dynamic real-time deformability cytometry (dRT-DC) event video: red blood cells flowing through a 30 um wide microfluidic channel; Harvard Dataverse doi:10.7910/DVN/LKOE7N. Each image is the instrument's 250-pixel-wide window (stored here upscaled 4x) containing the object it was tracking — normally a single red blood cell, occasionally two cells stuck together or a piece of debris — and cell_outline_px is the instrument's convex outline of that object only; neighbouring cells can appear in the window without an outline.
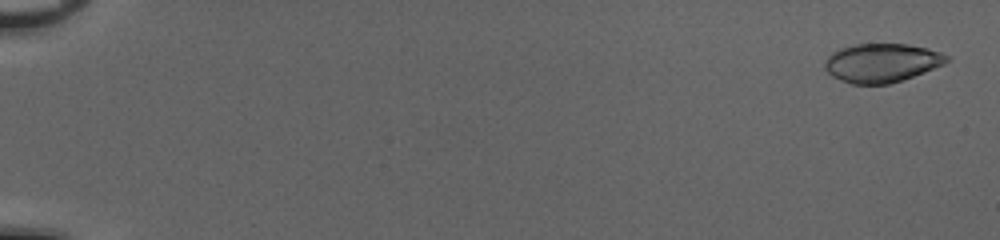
{"species": "common noctule bat (a hibernating species)", "species_latin": "Nyctalus noctula", "temperature_condition": "cold", "stored_images_in_passage": 53, "camera_frame_rate_fps": 3000, "um_per_image_px": 0.085, "animal": {"sex": "female", "body_mass_g": 20.0, "forearm_length_mm": 54.0}, "frame": {"image": 1, "passage_image": 2, "time_ms": 0.333, "image_size_px": [1000, 240], "cell_outline_px": [[952, 56], [944, 64], [912, 76], [888, 84], [852, 84], [832, 76], [824, 68], [824, 60], [832, 52], [840, 48], [856, 44], [908, 44], [928, 48]], "centroid_in_image_um": [74.94, 5.33], "position_along_channel_um": 10.1, "area_um2": 27.46}}
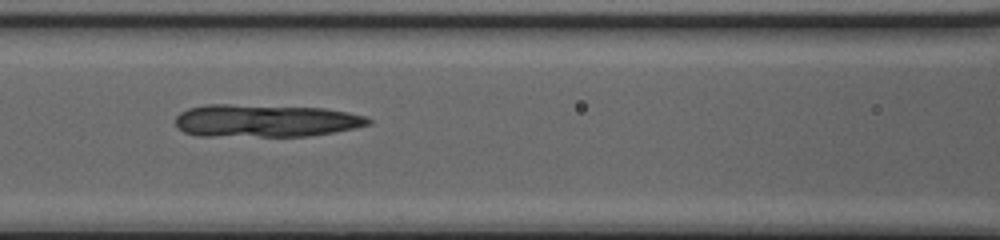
{"frame": {"image": 2, "passage_image": 26, "time_ms": 8.333, "image_size_px": [1000, 240], "cell_outline_px": [[372, 124], [332, 132], [308, 136], [196, 136], [184, 132], [176, 128], [176, 116], [180, 112], [188, 108], [204, 104], [228, 104], [324, 108], [348, 112], [364, 116], [372, 120]], "centroid_in_image_um": [22.5, 10.26], "position_along_channel_um": 144.1, "area_um2": 36.88}}
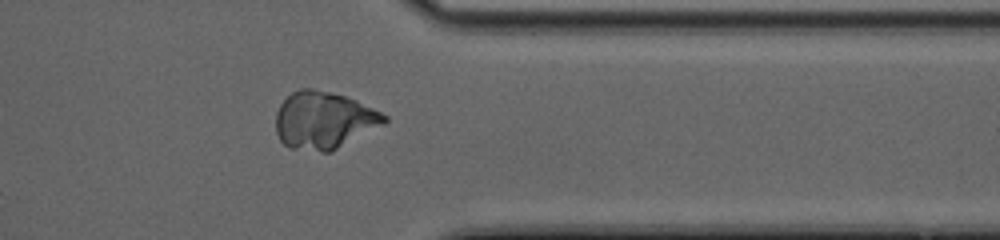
{"frame": {"image": 3, "passage_image": 44, "time_ms": 14.333, "image_size_px": [1000, 240], "cell_outline_px": [[388, 120], [384, 124], [332, 152], [320, 152], [288, 148], [280, 140], [276, 132], [276, 112], [280, 104], [292, 92], [300, 88], [312, 88], [344, 96], [356, 100], [388, 116]], "centroid_in_image_um": [27.51, 10.24], "position_along_channel_um": 383.9, "area_um2": 36.3}}